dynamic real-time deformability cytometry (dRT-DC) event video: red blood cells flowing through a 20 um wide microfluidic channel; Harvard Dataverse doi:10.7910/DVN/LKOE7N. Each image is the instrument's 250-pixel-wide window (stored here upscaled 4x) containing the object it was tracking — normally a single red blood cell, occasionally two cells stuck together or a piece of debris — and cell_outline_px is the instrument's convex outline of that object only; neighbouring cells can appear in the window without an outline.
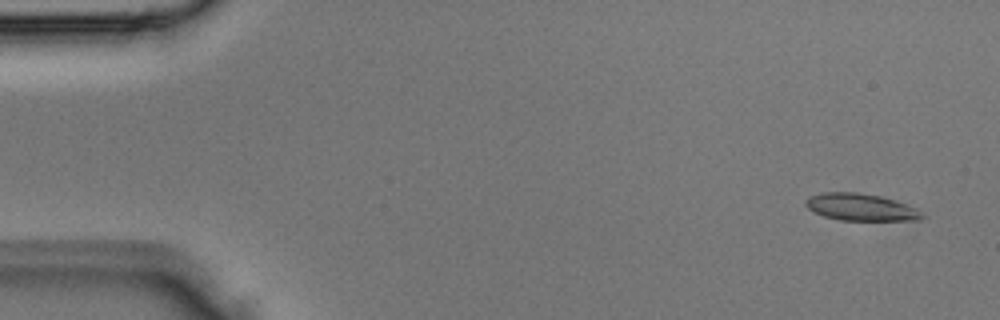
{"species": "Egyptian fruit bat (a non-hibernating species)", "species_latin": "Rousettus aegyptiacus", "temperature_condition": "room temperature", "stored_images_in_passage": 4, "camera_frame_rate_fps": 3000, "um_per_image_px": 0.085, "animal": {"sex": "male"}, "frame": {"image": 1, "passage_image": 1, "time_ms": 0.0, "image_size_px": [1000, 320], "cell_outline_px": [[928, 216], [920, 220], [840, 220], [824, 216], [812, 212], [804, 204], [804, 200], [808, 196], [824, 192], [856, 192], [880, 196], [916, 208]], "centroid_in_image_um": [73.14, 17.61], "position_along_channel_um": 11.9, "area_um2": 18.44}}